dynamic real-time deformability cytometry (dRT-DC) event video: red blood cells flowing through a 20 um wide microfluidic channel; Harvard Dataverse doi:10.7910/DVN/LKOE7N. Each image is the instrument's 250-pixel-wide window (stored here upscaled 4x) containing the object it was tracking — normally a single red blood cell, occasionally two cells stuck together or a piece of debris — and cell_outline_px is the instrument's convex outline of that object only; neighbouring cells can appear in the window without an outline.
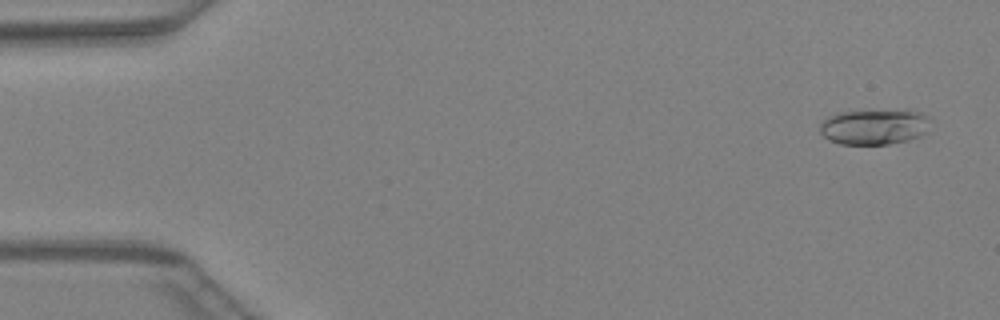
{"species": "Egyptian fruit bat (a non-hibernating species)", "species_latin": "Rousettus aegyptiacus", "temperature_condition": "warm", "stored_images_in_passage": 47, "camera_frame_rate_fps": 3000, "um_per_image_px": 0.085, "animal": {"sex": "female"}, "frame": {"image": 1, "passage_image": 3, "time_ms": 0.667, "image_size_px": [1000, 320], "cell_outline_px": [[932, 120], [928, 132], [920, 136], [908, 140], [888, 144], [840, 144], [828, 140], [820, 132], [820, 124], [828, 116], [836, 112], [848, 108], [912, 108], [928, 116]], "centroid_in_image_um": [74.35, 10.69], "position_along_channel_um": 10.6, "area_um2": 24.62}}
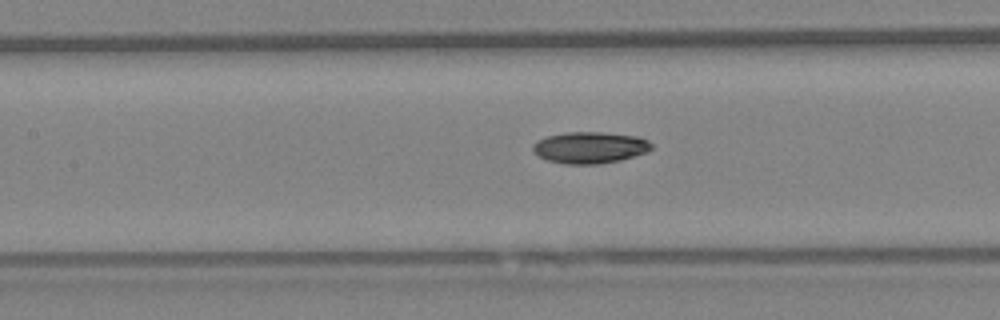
{"frame": {"image": 2, "passage_image": 22, "time_ms": 7.0, "image_size_px": [1000, 320], "cell_outline_px": [[652, 148], [648, 152], [620, 160], [600, 164], [564, 164], [548, 160], [536, 156], [532, 148], [532, 144], [548, 136], [568, 132], [600, 132], [640, 136], [648, 140], [652, 144]], "centroid_in_image_um": [50.16, 12.54], "position_along_channel_um": 157.2, "area_um2": 21.91}}
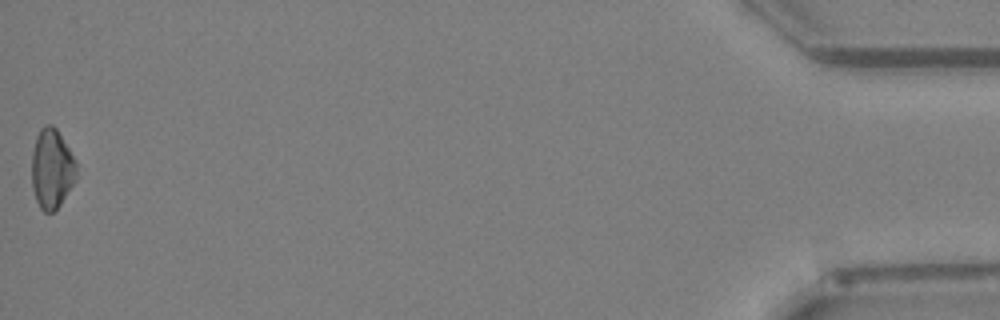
{"frame": {"image": 3, "passage_image": 47, "time_ms": 15.333, "image_size_px": [1000, 320], "cell_outline_px": [[76, 180], [60, 204], [52, 212], [44, 212], [40, 208], [36, 200], [32, 188], [32, 152], [36, 136], [40, 128], [44, 124], [52, 124], [56, 128], [76, 160]], "centroid_in_image_um": [4.39, 14.32], "position_along_channel_um": 430.8, "area_um2": 20.81}}